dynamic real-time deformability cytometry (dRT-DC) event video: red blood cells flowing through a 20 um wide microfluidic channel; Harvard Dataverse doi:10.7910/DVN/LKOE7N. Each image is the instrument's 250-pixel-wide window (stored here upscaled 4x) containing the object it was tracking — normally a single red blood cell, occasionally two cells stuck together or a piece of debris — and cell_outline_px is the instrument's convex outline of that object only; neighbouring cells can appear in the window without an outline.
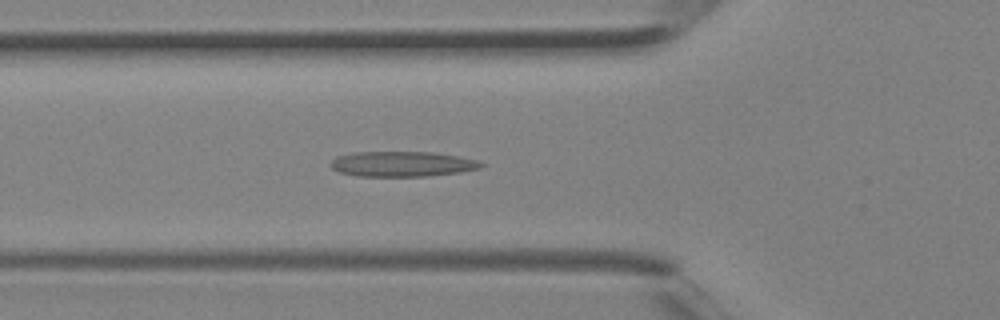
{"species": "Egyptian fruit bat (a non-hibernating species)", "species_latin": "Rousettus aegyptiacus", "temperature_condition": "room temperature", "stored_images_in_passage": 40, "camera_frame_rate_fps": 3000, "um_per_image_px": 0.085, "animal": {"sex": "female"}, "frame": {"image": 1, "passage_image": 14, "time_ms": 4.333, "image_size_px": [1000, 320], "cell_outline_px": [[484, 164], [480, 168], [460, 172], [428, 176], [356, 176], [340, 172], [332, 168], [328, 164], [336, 156], [352, 152], [432, 152], [456, 156], [476, 160]], "centroid_in_image_um": [34.13, 13.94], "position_along_channel_um": 91.7, "area_um2": 22.08}}
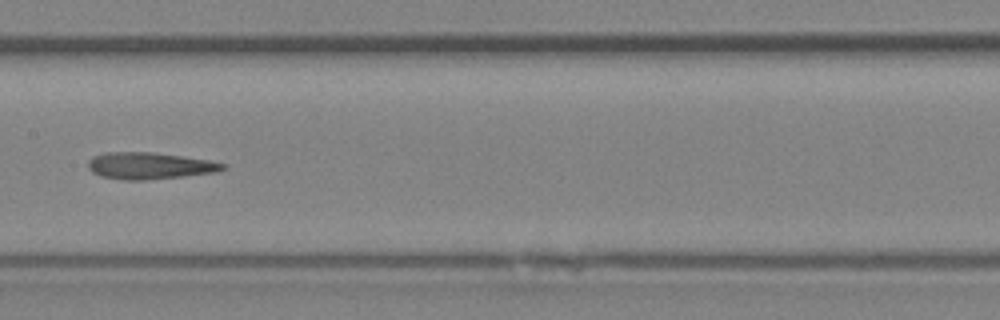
{"frame": {"image": 2, "passage_image": 20, "time_ms": 6.333, "image_size_px": [1000, 320], "cell_outline_px": [[228, 168], [216, 172], [184, 176], [144, 180], [124, 180], [100, 176], [92, 172], [88, 168], [88, 160], [92, 156], [104, 152], [152, 152], [184, 156], [208, 160], [228, 164]], "centroid_in_image_um": [12.72, 14.08], "position_along_channel_um": 194.7, "area_um2": 21.21}}
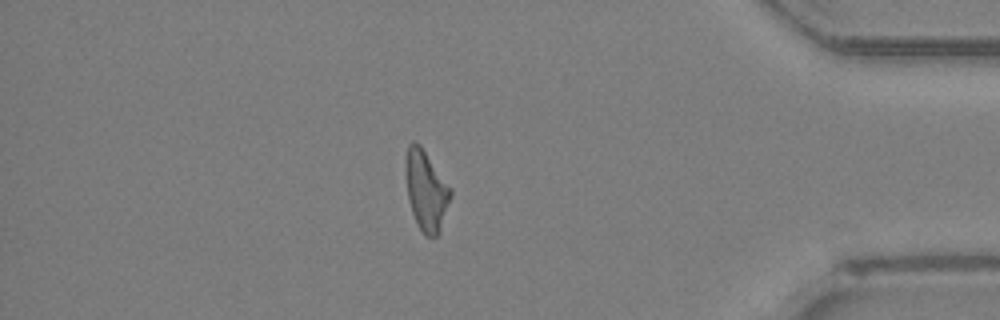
{"frame": {"image": 3, "passage_image": 34, "time_ms": 11.0, "image_size_px": [1000, 320], "cell_outline_px": [[452, 196], [440, 232], [436, 236], [424, 236], [412, 212], [408, 200], [404, 172], [404, 160], [408, 144], [412, 140], [416, 140], [420, 144], [452, 188]], "centroid_in_image_um": [36.21, 16.14], "position_along_channel_um": 399.0, "area_um2": 21.5}}